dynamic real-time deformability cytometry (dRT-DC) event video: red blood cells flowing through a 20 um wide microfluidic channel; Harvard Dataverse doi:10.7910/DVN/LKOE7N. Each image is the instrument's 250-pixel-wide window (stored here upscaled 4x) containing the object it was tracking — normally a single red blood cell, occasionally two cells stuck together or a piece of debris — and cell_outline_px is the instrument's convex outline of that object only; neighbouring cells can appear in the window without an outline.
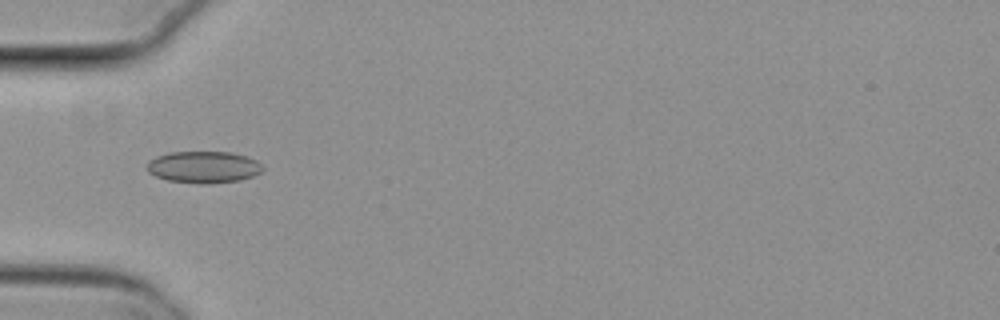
{"species": "common noctule bat (a hibernating species)", "species_latin": "Nyctalus noctula", "temperature_condition": "cold", "stored_images_in_passage": 53, "camera_frame_rate_fps": 3000, "um_per_image_px": 0.085, "animal": {"sex": "female", "body_mass_g": 29.2, "forearm_length_mm": 56.3}, "frame": {"image": 1, "passage_image": 17, "time_ms": 5.333, "image_size_px": [1000, 320], "cell_outline_px": [[264, 168], [260, 172], [252, 176], [240, 180], [168, 180], [156, 176], [148, 172], [148, 160], [156, 156], [168, 152], [232, 152], [256, 160]], "centroid_in_image_um": [17.28, 14.13], "position_along_channel_um": 67.7, "area_um2": 20.23}}
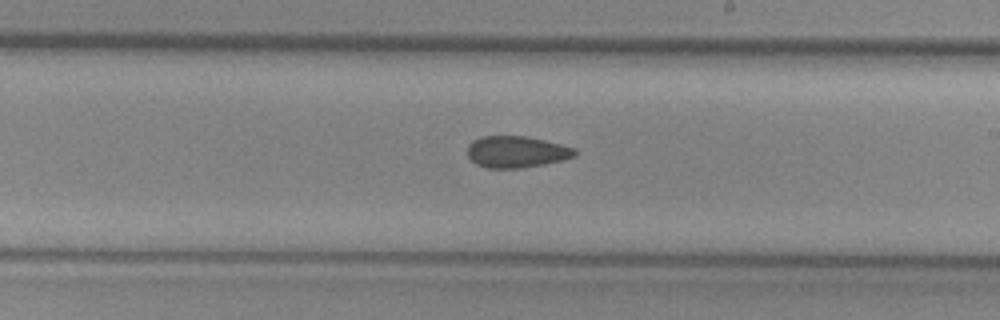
{"frame": {"image": 2, "passage_image": 31, "time_ms": 10.0, "image_size_px": [1000, 320], "cell_outline_px": [[576, 156], [564, 160], [544, 164], [520, 168], [488, 168], [476, 164], [468, 156], [468, 144], [472, 140], [484, 136], [524, 136], [544, 140], [576, 148]], "centroid_in_image_um": [43.91, 12.91], "position_along_channel_um": 245.1, "area_um2": 19.77}}
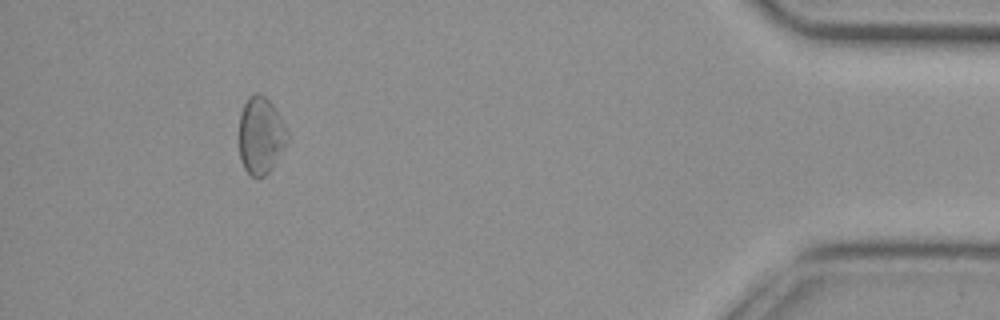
{"frame": {"image": 3, "passage_image": 49, "time_ms": 16.0, "image_size_px": [1000, 320], "cell_outline_px": [[288, 140], [284, 148], [272, 168], [264, 176], [252, 176], [244, 168], [240, 156], [240, 112], [248, 96], [256, 92], [260, 92], [272, 104], [288, 132]], "centroid_in_image_um": [22.16, 11.49], "position_along_channel_um": 413.0, "area_um2": 21.44}, "authors_computed_cell_mechanics": {"area_um2": 20.9814, "velocity_mm_per_s": 3.8086, "shape_relaxation_time_tau1_ms": null, "shape_relaxation_time_tau2_ms": 3.3661, "deformation_change_tau1": null, "deformation_change_tau2": 0.0875}}